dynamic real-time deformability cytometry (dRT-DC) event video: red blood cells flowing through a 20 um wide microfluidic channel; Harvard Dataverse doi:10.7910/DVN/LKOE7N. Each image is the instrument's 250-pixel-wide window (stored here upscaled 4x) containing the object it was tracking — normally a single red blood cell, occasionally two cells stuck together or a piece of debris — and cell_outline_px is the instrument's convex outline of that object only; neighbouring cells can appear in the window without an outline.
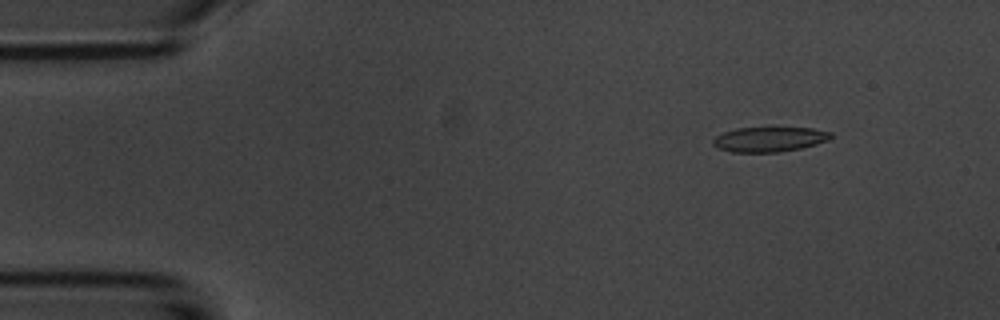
{"species": "common noctule bat (a hibernating species)", "species_latin": "Nyctalus noctula", "temperature_condition": "room temperature", "stored_images_in_passage": 54, "camera_frame_rate_fps": 3000, "um_per_image_px": 0.085, "animal": {"sex": "male", "body_mass_g": 20.1, "forearm_length_mm": 53.5}, "frame": {"image": 1, "passage_image": 6, "time_ms": 1.667, "image_size_px": [1000, 320], "cell_outline_px": [[832, 136], [828, 140], [816, 144], [800, 148], [780, 152], [732, 152], [720, 148], [712, 144], [712, 140], [716, 136], [724, 132], [736, 128], [772, 124], [812, 128], [832, 132]], "centroid_in_image_um": [65.42, 11.77], "position_along_channel_um": 19.6, "area_um2": 18.03}}
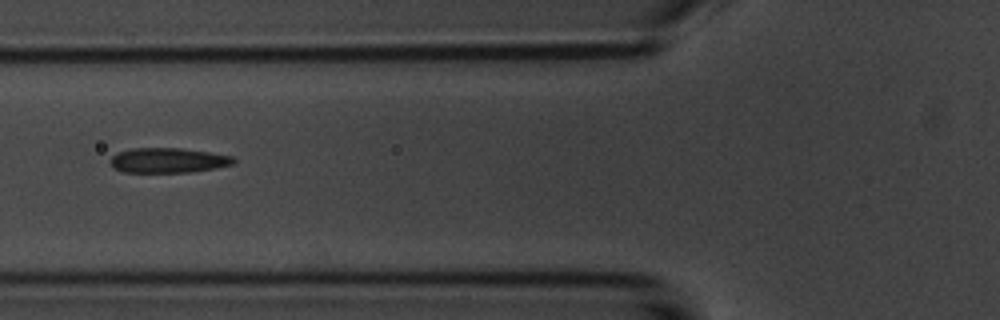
{"frame": {"image": 2, "passage_image": 20, "time_ms": 6.333, "image_size_px": [1000, 320], "cell_outline_px": [[236, 160], [232, 164], [216, 168], [188, 172], [124, 172], [116, 168], [108, 160], [116, 152], [132, 148], [180, 148], [208, 152], [232, 156]], "centroid_in_image_um": [14.26, 13.62], "position_along_channel_um": 111.5, "area_um2": 17.8}}
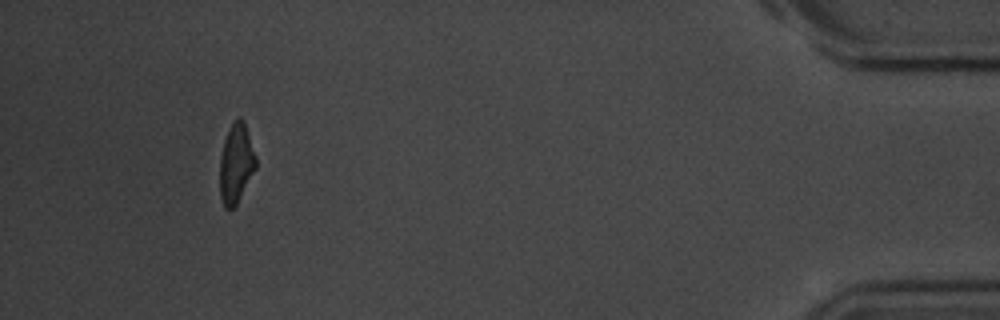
{"frame": {"image": 3, "passage_image": 50, "time_ms": 16.333, "image_size_px": [1000, 320], "cell_outline_px": [[256, 168], [236, 204], [232, 208], [224, 208], [220, 196], [220, 156], [224, 140], [236, 116], [240, 116], [244, 120], [256, 156]], "centroid_in_image_um": [20.07, 13.86], "position_along_channel_um": 415.1, "area_um2": 16.59}, "authors_computed_cell_mechanics": {"area_um2": 17.9758, "velocity_mm_per_s": 3.7188, "shape_relaxation_time_tau1_ms": 3.6103, "shape_relaxation_time_tau2_ms": 2.1178, "deformation_change_tau1": 0.1277, "deformation_change_tau2": 0.0983}}